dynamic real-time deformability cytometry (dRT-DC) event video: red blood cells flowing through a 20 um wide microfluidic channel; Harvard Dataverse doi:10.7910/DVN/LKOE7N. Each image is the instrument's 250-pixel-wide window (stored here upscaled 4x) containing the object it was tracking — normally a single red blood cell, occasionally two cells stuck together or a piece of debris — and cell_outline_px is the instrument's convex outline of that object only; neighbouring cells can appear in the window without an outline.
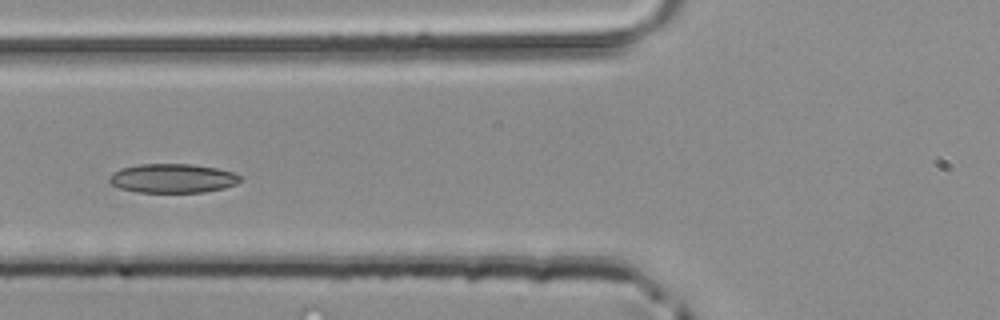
{"species": "common noctule bat (a hibernating species)", "species_latin": "Nyctalus noctula", "temperature_condition": "room temperature", "stored_images_in_passage": 34, "camera_frame_rate_fps": 3000, "um_per_image_px": 0.085, "animal": {"sex": "male", "body_mass_g": 20.4}, "frame": {"image": 1, "passage_image": 7, "time_ms": 2.0, "image_size_px": [1000, 320], "cell_outline_px": [[240, 180], [236, 184], [224, 188], [204, 192], [136, 192], [120, 188], [112, 184], [108, 180], [108, 176], [112, 172], [120, 168], [140, 164], [192, 164], [216, 168], [232, 172], [240, 176]], "centroid_in_image_um": [14.63, 15.15], "position_along_channel_um": 111.2, "area_um2": 22.2}}
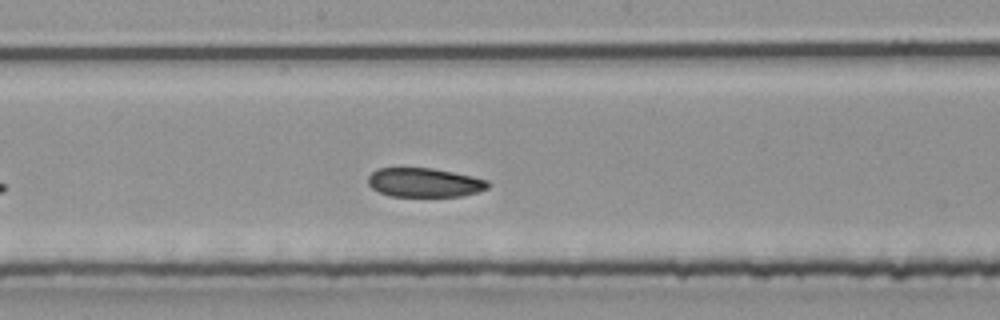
{"frame": {"image": 2, "passage_image": 14, "time_ms": 4.333, "image_size_px": [1000, 320], "cell_outline_px": [[488, 188], [476, 192], [460, 196], [388, 196], [372, 188], [368, 184], [368, 176], [376, 168], [432, 168], [472, 176], [488, 180]], "centroid_in_image_um": [36.04, 15.51], "position_along_channel_um": 212.2, "area_um2": 20.23}}
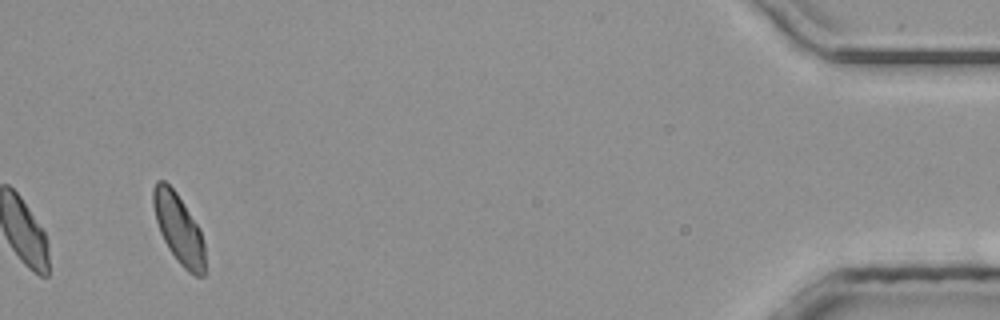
{"frame": {"image": 3, "passage_image": 34, "time_ms": 11.0, "image_size_px": [1000, 320], "cell_outline_px": [[204, 276], [196, 276], [188, 272], [180, 264], [168, 248], [160, 232], [156, 220], [152, 204], [152, 188], [156, 180], [164, 180], [176, 192], [200, 228], [204, 244]], "centroid_in_image_um": [15.17, 19.41], "position_along_channel_um": 420.0, "area_um2": 20.92}}